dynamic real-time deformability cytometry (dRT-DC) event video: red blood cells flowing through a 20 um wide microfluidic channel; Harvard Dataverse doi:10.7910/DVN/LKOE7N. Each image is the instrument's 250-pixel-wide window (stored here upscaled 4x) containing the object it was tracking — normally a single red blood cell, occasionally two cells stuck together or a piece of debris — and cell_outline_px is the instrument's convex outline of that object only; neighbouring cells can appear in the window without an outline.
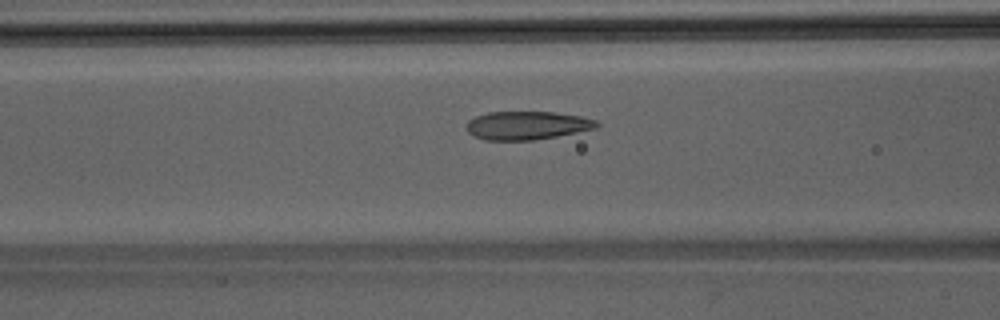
{"species": "Egyptian fruit bat (a non-hibernating species)", "species_latin": "Rousettus aegyptiacus", "temperature_condition": "room temperature", "stored_images_in_passage": 33, "camera_frame_rate_fps": 3000, "um_per_image_px": 0.085, "animal": {"sex": "male"}, "frame": {"image": 1, "passage_image": 5, "time_ms": 1.333, "image_size_px": [1000, 320], "cell_outline_px": [[600, 124], [596, 128], [556, 136], [532, 140], [484, 140], [472, 136], [468, 132], [468, 120], [476, 116], [488, 112], [556, 112], [580, 116], [596, 120]], "centroid_in_image_um": [44.78, 10.66], "position_along_channel_um": 121.8, "area_um2": 21.44}}
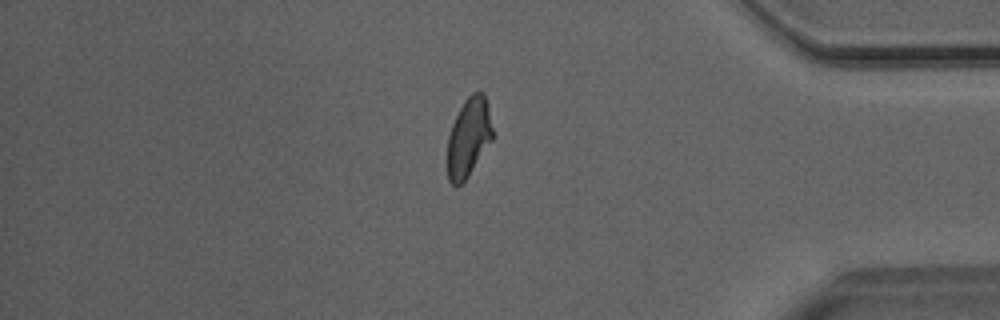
{"frame": {"image": 2, "passage_image": 26, "time_ms": 8.333, "image_size_px": [1000, 320], "cell_outline_px": [[496, 136], [468, 176], [456, 188], [448, 180], [448, 136], [452, 124], [464, 100], [472, 92], [484, 92], [488, 104]], "centroid_in_image_um": [39.88, 11.66], "position_along_channel_um": 395.3, "area_um2": 21.21}}
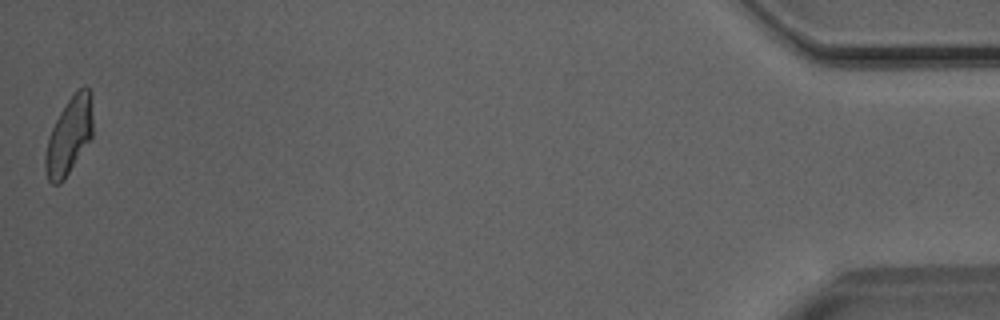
{"frame": {"image": 3, "passage_image": 33, "time_ms": 10.667, "image_size_px": [1000, 320], "cell_outline_px": [[92, 136], [64, 180], [60, 184], [52, 184], [48, 180], [44, 168], [44, 156], [48, 136], [60, 112], [68, 100], [84, 84], [92, 92]], "centroid_in_image_um": [5.86, 11.55], "position_along_channel_um": 429.3, "area_um2": 21.33}}